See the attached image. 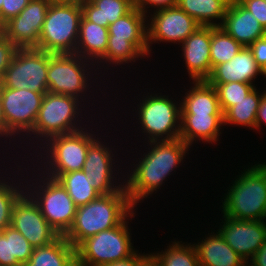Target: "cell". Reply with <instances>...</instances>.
Masks as SVG:
<instances>
[{
	"label": "cell",
	"mask_w": 266,
	"mask_h": 266,
	"mask_svg": "<svg viewBox=\"0 0 266 266\" xmlns=\"http://www.w3.org/2000/svg\"><path fill=\"white\" fill-rule=\"evenodd\" d=\"M149 144L151 150L148 148L149 151L139 158L138 164H133L135 169L131 170L133 172L127 176V181L124 179L125 189L134 207L160 188L167 176L183 162L190 148L181 139L151 141Z\"/></svg>",
	"instance_id": "1"
},
{
	"label": "cell",
	"mask_w": 266,
	"mask_h": 266,
	"mask_svg": "<svg viewBox=\"0 0 266 266\" xmlns=\"http://www.w3.org/2000/svg\"><path fill=\"white\" fill-rule=\"evenodd\" d=\"M134 210L125 186L118 192L101 194L77 207L73 225L64 237L76 248L87 238L120 225L128 217L132 219Z\"/></svg>",
	"instance_id": "2"
},
{
	"label": "cell",
	"mask_w": 266,
	"mask_h": 266,
	"mask_svg": "<svg viewBox=\"0 0 266 266\" xmlns=\"http://www.w3.org/2000/svg\"><path fill=\"white\" fill-rule=\"evenodd\" d=\"M140 9L134 6L127 14L109 25V38L105 56L96 63L97 69L101 63L121 65L142 56L146 57L151 52L148 49V22ZM147 19V21H146Z\"/></svg>",
	"instance_id": "3"
},
{
	"label": "cell",
	"mask_w": 266,
	"mask_h": 266,
	"mask_svg": "<svg viewBox=\"0 0 266 266\" xmlns=\"http://www.w3.org/2000/svg\"><path fill=\"white\" fill-rule=\"evenodd\" d=\"M222 212L238 220L266 218V168L255 164L237 177L225 194Z\"/></svg>",
	"instance_id": "4"
},
{
	"label": "cell",
	"mask_w": 266,
	"mask_h": 266,
	"mask_svg": "<svg viewBox=\"0 0 266 266\" xmlns=\"http://www.w3.org/2000/svg\"><path fill=\"white\" fill-rule=\"evenodd\" d=\"M81 17V4L51 1L36 48L52 54H75Z\"/></svg>",
	"instance_id": "5"
},
{
	"label": "cell",
	"mask_w": 266,
	"mask_h": 266,
	"mask_svg": "<svg viewBox=\"0 0 266 266\" xmlns=\"http://www.w3.org/2000/svg\"><path fill=\"white\" fill-rule=\"evenodd\" d=\"M126 220L129 219L82 241L75 248L76 265L104 266L134 255L137 251L132 246L131 231Z\"/></svg>",
	"instance_id": "6"
},
{
	"label": "cell",
	"mask_w": 266,
	"mask_h": 266,
	"mask_svg": "<svg viewBox=\"0 0 266 266\" xmlns=\"http://www.w3.org/2000/svg\"><path fill=\"white\" fill-rule=\"evenodd\" d=\"M84 129L86 128L51 137L42 144V147L39 146L46 152V154H41L46 155L44 157L48 159L43 162L44 170L48 173L44 170L43 173L45 172L50 178L57 179L61 174L82 170L89 146L96 140L93 132L90 133L88 132L90 130L84 131Z\"/></svg>",
	"instance_id": "7"
},
{
	"label": "cell",
	"mask_w": 266,
	"mask_h": 266,
	"mask_svg": "<svg viewBox=\"0 0 266 266\" xmlns=\"http://www.w3.org/2000/svg\"><path fill=\"white\" fill-rule=\"evenodd\" d=\"M80 102L78 98L73 96L45 93L34 128L26 138L28 139L33 134V138H38V142L42 140L40 141V145H42L44 140L46 142L51 137L83 129L80 125L81 120L77 119L79 115L82 116L79 114L81 113L79 110H82L80 109Z\"/></svg>",
	"instance_id": "8"
},
{
	"label": "cell",
	"mask_w": 266,
	"mask_h": 266,
	"mask_svg": "<svg viewBox=\"0 0 266 266\" xmlns=\"http://www.w3.org/2000/svg\"><path fill=\"white\" fill-rule=\"evenodd\" d=\"M42 175H39L41 176V179H39V176L37 175L38 178L36 179L37 182H39H32V185L28 184L30 182L25 180V182H27V186L25 185L27 191L26 189L24 190L38 205L40 212L46 221L59 233V235H65L73 225L77 206L57 179L45 176L44 173Z\"/></svg>",
	"instance_id": "9"
},
{
	"label": "cell",
	"mask_w": 266,
	"mask_h": 266,
	"mask_svg": "<svg viewBox=\"0 0 266 266\" xmlns=\"http://www.w3.org/2000/svg\"><path fill=\"white\" fill-rule=\"evenodd\" d=\"M144 97L137 105V117L148 142L179 139L181 103L178 106L166 95L151 94Z\"/></svg>",
	"instance_id": "10"
},
{
	"label": "cell",
	"mask_w": 266,
	"mask_h": 266,
	"mask_svg": "<svg viewBox=\"0 0 266 266\" xmlns=\"http://www.w3.org/2000/svg\"><path fill=\"white\" fill-rule=\"evenodd\" d=\"M49 53L37 48H18L1 81L10 89L48 92Z\"/></svg>",
	"instance_id": "11"
},
{
	"label": "cell",
	"mask_w": 266,
	"mask_h": 266,
	"mask_svg": "<svg viewBox=\"0 0 266 266\" xmlns=\"http://www.w3.org/2000/svg\"><path fill=\"white\" fill-rule=\"evenodd\" d=\"M91 64L92 62L77 54L49 53L48 92L73 96L83 101L87 89H90L88 83L91 71L87 70ZM82 94L84 95L81 96Z\"/></svg>",
	"instance_id": "12"
},
{
	"label": "cell",
	"mask_w": 266,
	"mask_h": 266,
	"mask_svg": "<svg viewBox=\"0 0 266 266\" xmlns=\"http://www.w3.org/2000/svg\"><path fill=\"white\" fill-rule=\"evenodd\" d=\"M45 93L47 92H34L30 89H10L1 85L6 138L12 139L13 136L14 139L18 134L20 137L22 132L28 135L33 130Z\"/></svg>",
	"instance_id": "13"
},
{
	"label": "cell",
	"mask_w": 266,
	"mask_h": 266,
	"mask_svg": "<svg viewBox=\"0 0 266 266\" xmlns=\"http://www.w3.org/2000/svg\"><path fill=\"white\" fill-rule=\"evenodd\" d=\"M11 227L19 231L34 248L48 245L60 236L26 192L13 205Z\"/></svg>",
	"instance_id": "14"
},
{
	"label": "cell",
	"mask_w": 266,
	"mask_h": 266,
	"mask_svg": "<svg viewBox=\"0 0 266 266\" xmlns=\"http://www.w3.org/2000/svg\"><path fill=\"white\" fill-rule=\"evenodd\" d=\"M154 11V15H151V22L147 24L149 51H151L150 46L153 42L181 44L200 26L178 5Z\"/></svg>",
	"instance_id": "15"
},
{
	"label": "cell",
	"mask_w": 266,
	"mask_h": 266,
	"mask_svg": "<svg viewBox=\"0 0 266 266\" xmlns=\"http://www.w3.org/2000/svg\"><path fill=\"white\" fill-rule=\"evenodd\" d=\"M51 0H31L15 17L3 25V34L17 48H36Z\"/></svg>",
	"instance_id": "16"
},
{
	"label": "cell",
	"mask_w": 266,
	"mask_h": 266,
	"mask_svg": "<svg viewBox=\"0 0 266 266\" xmlns=\"http://www.w3.org/2000/svg\"><path fill=\"white\" fill-rule=\"evenodd\" d=\"M223 218V225L217 231L248 264L249 257L252 258L266 240V220H238L227 215Z\"/></svg>",
	"instance_id": "17"
},
{
	"label": "cell",
	"mask_w": 266,
	"mask_h": 266,
	"mask_svg": "<svg viewBox=\"0 0 266 266\" xmlns=\"http://www.w3.org/2000/svg\"><path fill=\"white\" fill-rule=\"evenodd\" d=\"M99 138L97 136V139L89 146L82 171L90 177L91 182H94V188L100 194L115 193L124 187L125 182L119 184L114 181L115 176L112 175L115 160L112 157L115 156L112 149L107 144L104 145Z\"/></svg>",
	"instance_id": "18"
},
{
	"label": "cell",
	"mask_w": 266,
	"mask_h": 266,
	"mask_svg": "<svg viewBox=\"0 0 266 266\" xmlns=\"http://www.w3.org/2000/svg\"><path fill=\"white\" fill-rule=\"evenodd\" d=\"M181 46L190 78L206 81L213 70L210 62L211 26H199Z\"/></svg>",
	"instance_id": "19"
},
{
	"label": "cell",
	"mask_w": 266,
	"mask_h": 266,
	"mask_svg": "<svg viewBox=\"0 0 266 266\" xmlns=\"http://www.w3.org/2000/svg\"><path fill=\"white\" fill-rule=\"evenodd\" d=\"M259 74L266 77V73L256 63L250 48L243 47L229 62L215 66L206 81L209 84L242 82L255 85L253 81Z\"/></svg>",
	"instance_id": "20"
},
{
	"label": "cell",
	"mask_w": 266,
	"mask_h": 266,
	"mask_svg": "<svg viewBox=\"0 0 266 266\" xmlns=\"http://www.w3.org/2000/svg\"><path fill=\"white\" fill-rule=\"evenodd\" d=\"M243 47L266 36L260 22L238 1L228 5L222 24L219 26Z\"/></svg>",
	"instance_id": "21"
},
{
	"label": "cell",
	"mask_w": 266,
	"mask_h": 266,
	"mask_svg": "<svg viewBox=\"0 0 266 266\" xmlns=\"http://www.w3.org/2000/svg\"><path fill=\"white\" fill-rule=\"evenodd\" d=\"M194 243L200 266H247L245 260L234 251L218 231Z\"/></svg>",
	"instance_id": "22"
},
{
	"label": "cell",
	"mask_w": 266,
	"mask_h": 266,
	"mask_svg": "<svg viewBox=\"0 0 266 266\" xmlns=\"http://www.w3.org/2000/svg\"><path fill=\"white\" fill-rule=\"evenodd\" d=\"M221 125H224L223 115H181L179 139L189 146L196 139L216 143Z\"/></svg>",
	"instance_id": "23"
},
{
	"label": "cell",
	"mask_w": 266,
	"mask_h": 266,
	"mask_svg": "<svg viewBox=\"0 0 266 266\" xmlns=\"http://www.w3.org/2000/svg\"><path fill=\"white\" fill-rule=\"evenodd\" d=\"M108 38V27L90 22L82 15L75 54L92 63L95 61L94 66L105 56Z\"/></svg>",
	"instance_id": "24"
},
{
	"label": "cell",
	"mask_w": 266,
	"mask_h": 266,
	"mask_svg": "<svg viewBox=\"0 0 266 266\" xmlns=\"http://www.w3.org/2000/svg\"><path fill=\"white\" fill-rule=\"evenodd\" d=\"M194 86L181 99V115H223L214 86L193 81Z\"/></svg>",
	"instance_id": "25"
},
{
	"label": "cell",
	"mask_w": 266,
	"mask_h": 266,
	"mask_svg": "<svg viewBox=\"0 0 266 266\" xmlns=\"http://www.w3.org/2000/svg\"><path fill=\"white\" fill-rule=\"evenodd\" d=\"M22 266H77L75 248L60 235L52 243L34 248L30 260Z\"/></svg>",
	"instance_id": "26"
},
{
	"label": "cell",
	"mask_w": 266,
	"mask_h": 266,
	"mask_svg": "<svg viewBox=\"0 0 266 266\" xmlns=\"http://www.w3.org/2000/svg\"><path fill=\"white\" fill-rule=\"evenodd\" d=\"M81 7L88 21L109 27L134 7V0H85Z\"/></svg>",
	"instance_id": "27"
},
{
	"label": "cell",
	"mask_w": 266,
	"mask_h": 266,
	"mask_svg": "<svg viewBox=\"0 0 266 266\" xmlns=\"http://www.w3.org/2000/svg\"><path fill=\"white\" fill-rule=\"evenodd\" d=\"M177 5L200 26L212 27L222 24L228 7L224 0H178ZM214 19H220V22L216 23Z\"/></svg>",
	"instance_id": "28"
},
{
	"label": "cell",
	"mask_w": 266,
	"mask_h": 266,
	"mask_svg": "<svg viewBox=\"0 0 266 266\" xmlns=\"http://www.w3.org/2000/svg\"><path fill=\"white\" fill-rule=\"evenodd\" d=\"M57 180L77 207L86 205L101 195L94 188V182H91L90 177L82 170L61 174Z\"/></svg>",
	"instance_id": "29"
},
{
	"label": "cell",
	"mask_w": 266,
	"mask_h": 266,
	"mask_svg": "<svg viewBox=\"0 0 266 266\" xmlns=\"http://www.w3.org/2000/svg\"><path fill=\"white\" fill-rule=\"evenodd\" d=\"M266 93L264 90L260 94L256 87L242 100L232 106L224 115V125H241L255 129L256 115L260 100ZM260 94V95H259ZM253 127V128H252Z\"/></svg>",
	"instance_id": "30"
},
{
	"label": "cell",
	"mask_w": 266,
	"mask_h": 266,
	"mask_svg": "<svg viewBox=\"0 0 266 266\" xmlns=\"http://www.w3.org/2000/svg\"><path fill=\"white\" fill-rule=\"evenodd\" d=\"M243 46L220 27L211 26L210 62L212 69L229 62Z\"/></svg>",
	"instance_id": "31"
},
{
	"label": "cell",
	"mask_w": 266,
	"mask_h": 266,
	"mask_svg": "<svg viewBox=\"0 0 266 266\" xmlns=\"http://www.w3.org/2000/svg\"><path fill=\"white\" fill-rule=\"evenodd\" d=\"M180 242L175 240L165 251L152 254L163 266H200L195 246Z\"/></svg>",
	"instance_id": "32"
},
{
	"label": "cell",
	"mask_w": 266,
	"mask_h": 266,
	"mask_svg": "<svg viewBox=\"0 0 266 266\" xmlns=\"http://www.w3.org/2000/svg\"><path fill=\"white\" fill-rule=\"evenodd\" d=\"M215 87L223 115L237 102L244 99L256 86L249 83L230 82L210 84Z\"/></svg>",
	"instance_id": "33"
},
{
	"label": "cell",
	"mask_w": 266,
	"mask_h": 266,
	"mask_svg": "<svg viewBox=\"0 0 266 266\" xmlns=\"http://www.w3.org/2000/svg\"><path fill=\"white\" fill-rule=\"evenodd\" d=\"M8 182L9 181L6 182V179L0 180V232L6 227L11 226L13 205L25 192L22 190V188H25L23 182L22 185L21 183H19V185H17L18 183H13V179L12 184Z\"/></svg>",
	"instance_id": "34"
},
{
	"label": "cell",
	"mask_w": 266,
	"mask_h": 266,
	"mask_svg": "<svg viewBox=\"0 0 266 266\" xmlns=\"http://www.w3.org/2000/svg\"><path fill=\"white\" fill-rule=\"evenodd\" d=\"M0 266H22L13 255L11 226L0 232Z\"/></svg>",
	"instance_id": "35"
},
{
	"label": "cell",
	"mask_w": 266,
	"mask_h": 266,
	"mask_svg": "<svg viewBox=\"0 0 266 266\" xmlns=\"http://www.w3.org/2000/svg\"><path fill=\"white\" fill-rule=\"evenodd\" d=\"M12 247L13 255L23 265L30 260V256L34 251V247L27 239L12 227Z\"/></svg>",
	"instance_id": "36"
},
{
	"label": "cell",
	"mask_w": 266,
	"mask_h": 266,
	"mask_svg": "<svg viewBox=\"0 0 266 266\" xmlns=\"http://www.w3.org/2000/svg\"><path fill=\"white\" fill-rule=\"evenodd\" d=\"M18 48L2 33L0 35V82Z\"/></svg>",
	"instance_id": "37"
},
{
	"label": "cell",
	"mask_w": 266,
	"mask_h": 266,
	"mask_svg": "<svg viewBox=\"0 0 266 266\" xmlns=\"http://www.w3.org/2000/svg\"><path fill=\"white\" fill-rule=\"evenodd\" d=\"M31 0H3L0 12V23L4 25L17 16Z\"/></svg>",
	"instance_id": "38"
},
{
	"label": "cell",
	"mask_w": 266,
	"mask_h": 266,
	"mask_svg": "<svg viewBox=\"0 0 266 266\" xmlns=\"http://www.w3.org/2000/svg\"><path fill=\"white\" fill-rule=\"evenodd\" d=\"M266 30V2L264 0H237Z\"/></svg>",
	"instance_id": "39"
},
{
	"label": "cell",
	"mask_w": 266,
	"mask_h": 266,
	"mask_svg": "<svg viewBox=\"0 0 266 266\" xmlns=\"http://www.w3.org/2000/svg\"><path fill=\"white\" fill-rule=\"evenodd\" d=\"M256 63L266 73V36L256 40L249 46Z\"/></svg>",
	"instance_id": "40"
},
{
	"label": "cell",
	"mask_w": 266,
	"mask_h": 266,
	"mask_svg": "<svg viewBox=\"0 0 266 266\" xmlns=\"http://www.w3.org/2000/svg\"><path fill=\"white\" fill-rule=\"evenodd\" d=\"M177 4L178 0H134V6L140 9L145 15L148 13L147 8L149 7L153 6L152 8H156V10H159L176 6Z\"/></svg>",
	"instance_id": "41"
},
{
	"label": "cell",
	"mask_w": 266,
	"mask_h": 266,
	"mask_svg": "<svg viewBox=\"0 0 266 266\" xmlns=\"http://www.w3.org/2000/svg\"><path fill=\"white\" fill-rule=\"evenodd\" d=\"M144 260L145 254L140 255V253L138 254V252H136L134 255L127 259L109 263L104 266H142Z\"/></svg>",
	"instance_id": "42"
},
{
	"label": "cell",
	"mask_w": 266,
	"mask_h": 266,
	"mask_svg": "<svg viewBox=\"0 0 266 266\" xmlns=\"http://www.w3.org/2000/svg\"><path fill=\"white\" fill-rule=\"evenodd\" d=\"M250 261L251 262L247 264V266H266V240L254 254V256L250 258Z\"/></svg>",
	"instance_id": "43"
},
{
	"label": "cell",
	"mask_w": 266,
	"mask_h": 266,
	"mask_svg": "<svg viewBox=\"0 0 266 266\" xmlns=\"http://www.w3.org/2000/svg\"><path fill=\"white\" fill-rule=\"evenodd\" d=\"M261 123L266 124V93L262 96L259 108L257 110L256 125H255L256 130L261 127L262 125Z\"/></svg>",
	"instance_id": "44"
},
{
	"label": "cell",
	"mask_w": 266,
	"mask_h": 266,
	"mask_svg": "<svg viewBox=\"0 0 266 266\" xmlns=\"http://www.w3.org/2000/svg\"><path fill=\"white\" fill-rule=\"evenodd\" d=\"M3 136L6 137V124L2 107L1 82H0V138Z\"/></svg>",
	"instance_id": "45"
},
{
	"label": "cell",
	"mask_w": 266,
	"mask_h": 266,
	"mask_svg": "<svg viewBox=\"0 0 266 266\" xmlns=\"http://www.w3.org/2000/svg\"><path fill=\"white\" fill-rule=\"evenodd\" d=\"M142 266H163L160 261L152 254H146Z\"/></svg>",
	"instance_id": "46"
},
{
	"label": "cell",
	"mask_w": 266,
	"mask_h": 266,
	"mask_svg": "<svg viewBox=\"0 0 266 266\" xmlns=\"http://www.w3.org/2000/svg\"><path fill=\"white\" fill-rule=\"evenodd\" d=\"M52 2L77 3L82 4L85 0H51Z\"/></svg>",
	"instance_id": "47"
},
{
	"label": "cell",
	"mask_w": 266,
	"mask_h": 266,
	"mask_svg": "<svg viewBox=\"0 0 266 266\" xmlns=\"http://www.w3.org/2000/svg\"><path fill=\"white\" fill-rule=\"evenodd\" d=\"M228 5L232 4L233 2L237 1V0H224Z\"/></svg>",
	"instance_id": "48"
},
{
	"label": "cell",
	"mask_w": 266,
	"mask_h": 266,
	"mask_svg": "<svg viewBox=\"0 0 266 266\" xmlns=\"http://www.w3.org/2000/svg\"><path fill=\"white\" fill-rule=\"evenodd\" d=\"M3 33V25L0 23V35Z\"/></svg>",
	"instance_id": "49"
},
{
	"label": "cell",
	"mask_w": 266,
	"mask_h": 266,
	"mask_svg": "<svg viewBox=\"0 0 266 266\" xmlns=\"http://www.w3.org/2000/svg\"><path fill=\"white\" fill-rule=\"evenodd\" d=\"M2 3H3V0H0V12H1V8H2Z\"/></svg>",
	"instance_id": "50"
},
{
	"label": "cell",
	"mask_w": 266,
	"mask_h": 266,
	"mask_svg": "<svg viewBox=\"0 0 266 266\" xmlns=\"http://www.w3.org/2000/svg\"><path fill=\"white\" fill-rule=\"evenodd\" d=\"M262 165L266 168V162H263Z\"/></svg>",
	"instance_id": "51"
}]
</instances>
